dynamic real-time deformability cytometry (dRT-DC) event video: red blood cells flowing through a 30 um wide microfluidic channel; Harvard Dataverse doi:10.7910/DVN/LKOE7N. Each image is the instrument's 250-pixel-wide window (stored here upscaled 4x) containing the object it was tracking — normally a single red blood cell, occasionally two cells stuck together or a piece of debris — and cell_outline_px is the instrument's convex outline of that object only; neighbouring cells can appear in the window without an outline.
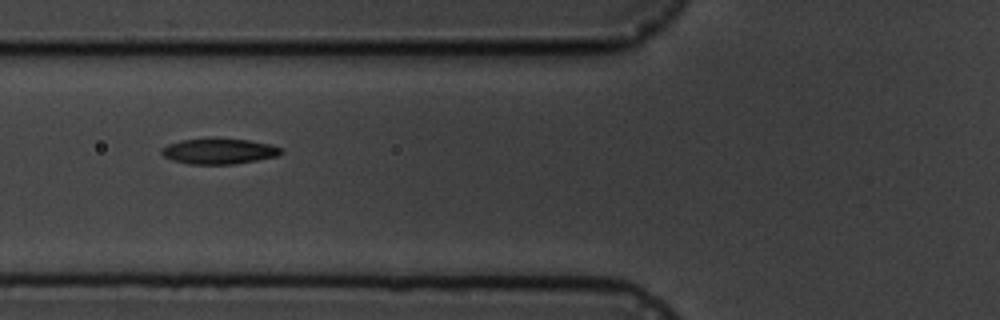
{"species": "common noctule bat (a hibernating species)", "species_latin": "Nyctalus noctula", "temperature_condition": "cold", "stored_images_in_passage": 8, "camera_frame_rate_fps": 3000, "um_per_image_px": 0.085, "animal": {"sex": "male", "body_mass_g": 19.5, "forearm_length_mm": 54.6}, "frame": {"image": 1, "passage_image": 7, "time_ms": 7.0, "image_size_px": [1000, 320], "cell_outline_px": [[284, 152], [276, 156], [256, 160], [232, 164], [188, 164], [172, 160], [164, 156], [160, 152], [160, 148], [168, 144], [180, 140], [216, 136], [248, 140], [268, 144], [284, 148]], "centroid_in_image_um": [18.58, 12.82], "position_along_channel_um": 107.2, "area_um2": 18.32}}
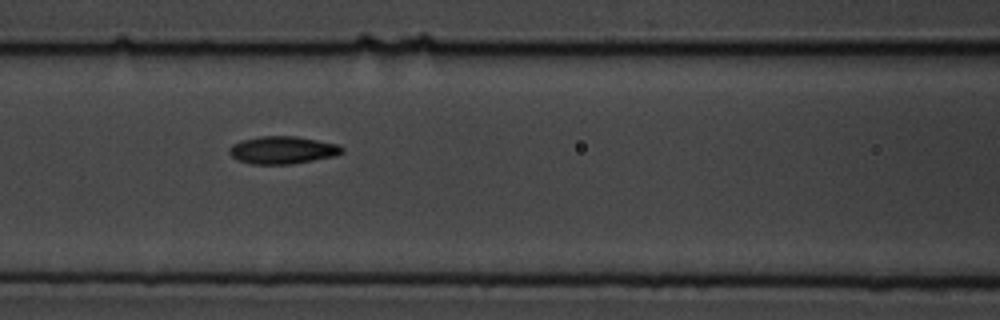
{"frame": {"image": 2, "passage_image": 8, "time_ms": 8.0, "image_size_px": [1000, 320], "cell_outline_px": [[344, 152], [336, 156], [292, 164], [252, 164], [236, 160], [228, 152], [228, 148], [232, 144], [240, 140], [260, 136], [296, 136], [340, 144], [344, 148]], "centroid_in_image_um": [24.02, 12.75], "position_along_channel_um": 142.6, "area_um2": 18.44}}